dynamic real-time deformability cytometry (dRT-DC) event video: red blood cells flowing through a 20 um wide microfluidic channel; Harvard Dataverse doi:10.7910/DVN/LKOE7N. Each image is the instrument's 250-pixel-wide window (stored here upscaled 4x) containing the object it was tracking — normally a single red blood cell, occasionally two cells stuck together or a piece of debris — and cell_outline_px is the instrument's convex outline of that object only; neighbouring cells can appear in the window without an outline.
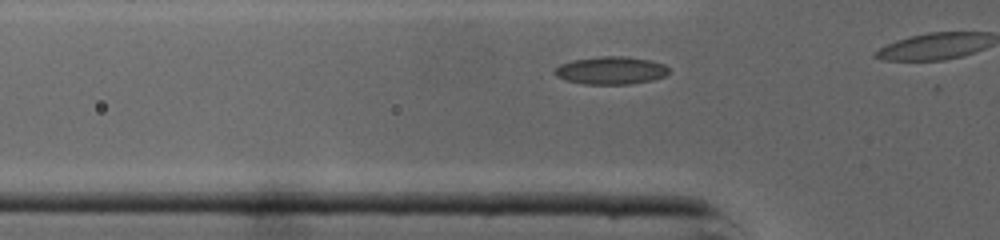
{"species": "common noctule bat (a hibernating species)", "species_latin": "Nyctalus noctula", "temperature_condition": "cold", "stored_images_in_passage": 7, "camera_frame_rate_fps": 3000, "um_per_image_px": 0.085, "animal": {"sex": "male", "body_mass_g": 19.0, "forearm_length_mm": 50.8}, "frame": {"image": 1, "passage_image": 3, "time_ms": 0.667, "image_size_px": [1000, 240], "cell_outline_px": [[668, 72], [664, 76], [652, 80], [628, 84], [584, 84], [564, 80], [556, 76], [552, 72], [560, 64], [572, 60], [600, 56], [624, 56], [652, 60], [664, 64], [668, 68]], "centroid_in_image_um": [51.89, 5.98], "position_along_channel_um": 73.9, "area_um2": 18.55}}
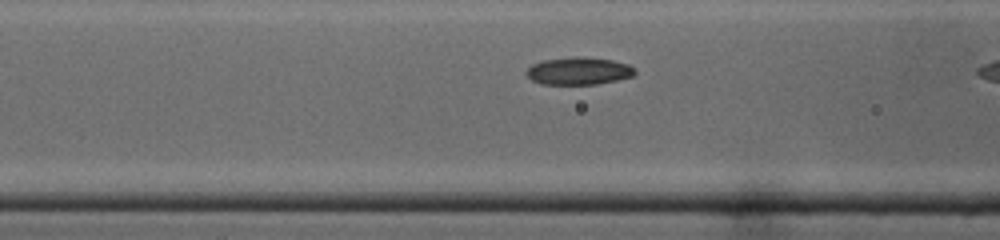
{"frame": {"image": 2, "passage_image": 6, "time_ms": 1.667, "image_size_px": [1000, 240], "cell_outline_px": [[636, 72], [632, 76], [616, 80], [596, 84], [544, 84], [532, 80], [524, 72], [532, 64], [544, 60], [576, 56], [584, 56], [612, 60], [628, 64], [636, 68]], "centroid_in_image_um": [49.2, 6.02], "position_along_channel_um": 117.4, "area_um2": 17.4}}